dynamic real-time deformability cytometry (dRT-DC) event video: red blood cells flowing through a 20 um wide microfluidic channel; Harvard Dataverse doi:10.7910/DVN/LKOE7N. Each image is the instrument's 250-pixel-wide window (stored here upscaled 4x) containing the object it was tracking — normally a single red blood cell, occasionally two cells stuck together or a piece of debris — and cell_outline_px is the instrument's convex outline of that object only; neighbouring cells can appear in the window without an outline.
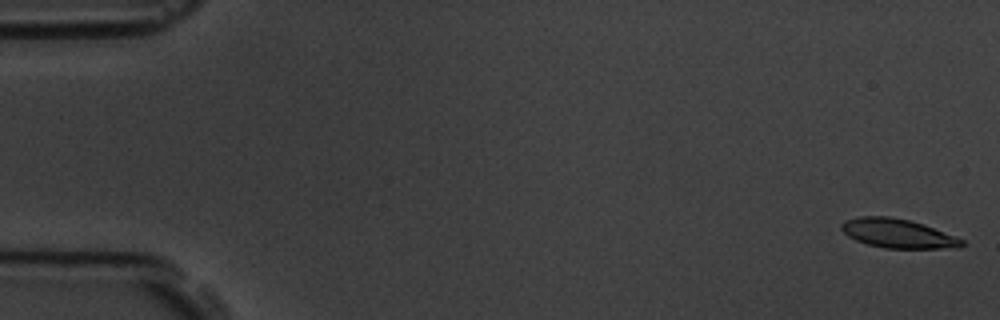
{"species": "common noctule bat (a hibernating species)", "species_latin": "Nyctalus noctula", "temperature_condition": "room temperature", "stored_images_in_passage": 6, "segment_of_instrument_passage": [2, 2], "camera_frame_rate_fps": 3000, "um_per_image_px": 0.085, "animal": {"sex": "male", "body_mass_g": 19.5, "forearm_length_mm": 54.6}, "frame": {"image": 1, "passage_image": 6, "time_ms": 6.0, "image_size_px": [1000, 320], "cell_outline_px": [[964, 244], [960, 248], [884, 248], [868, 244], [856, 240], [848, 236], [840, 228], [840, 224], [848, 220], [860, 216], [888, 216], [908, 220], [924, 224], [964, 240]], "centroid_in_image_um": [76.32, 19.84], "position_along_channel_um": 8.7, "area_um2": 20.23}}